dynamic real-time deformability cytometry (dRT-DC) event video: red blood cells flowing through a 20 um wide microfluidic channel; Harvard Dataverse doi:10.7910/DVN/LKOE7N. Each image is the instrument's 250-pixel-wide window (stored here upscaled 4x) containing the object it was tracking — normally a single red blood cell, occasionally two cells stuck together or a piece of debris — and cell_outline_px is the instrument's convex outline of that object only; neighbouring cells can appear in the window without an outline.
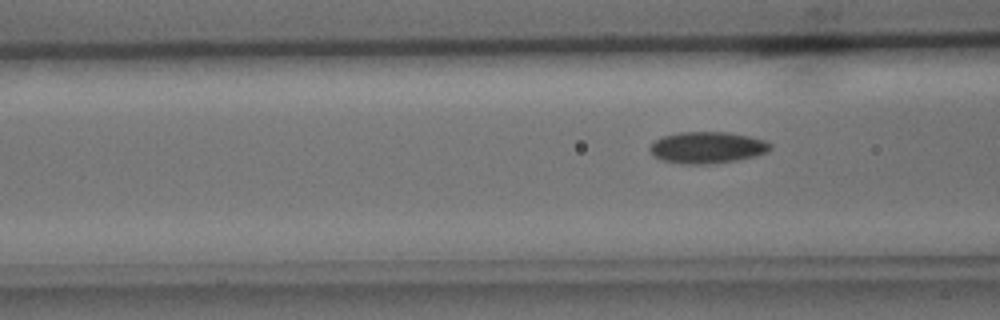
{"species": "common noctule bat (a hibernating species)", "species_latin": "Nyctalus noctula", "temperature_condition": "cold", "stored_images_in_passage": 6, "camera_frame_rate_fps": 3000, "um_per_image_px": 0.085, "animal": {"sex": "male", "body_mass_g": 15.6}, "frame": {"image": 1, "passage_image": 6, "time_ms": 1.667, "image_size_px": [1000, 320], "cell_outline_px": [[772, 148], [768, 152], [736, 160], [708, 164], [680, 164], [664, 160], [656, 156], [648, 148], [660, 136], [680, 132], [728, 132], [748, 136], [764, 140], [772, 144]], "centroid_in_image_um": [60.12, 12.53], "position_along_channel_um": 106.5, "area_um2": 22.02}}